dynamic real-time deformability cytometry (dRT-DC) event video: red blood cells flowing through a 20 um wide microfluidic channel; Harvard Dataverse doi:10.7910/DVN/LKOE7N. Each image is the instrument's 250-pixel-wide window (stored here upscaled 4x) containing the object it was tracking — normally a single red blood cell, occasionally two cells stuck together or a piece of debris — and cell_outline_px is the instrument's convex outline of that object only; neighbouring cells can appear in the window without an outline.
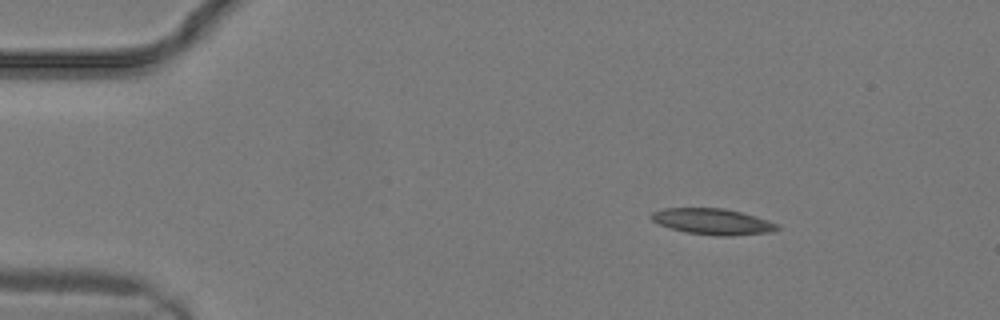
{"species": "common noctule bat (a hibernating species)", "species_latin": "Nyctalus noctula", "temperature_condition": "warm", "stored_images_in_passage": 10, "camera_frame_rate_fps": 3000, "um_per_image_px": 0.085, "animal": {"sex": "male", "body_mass_g": 19.2, "forearm_length_mm": 51.8}, "frame": {"image": 1, "passage_image": 1, "time_ms": 0.0, "image_size_px": [1000, 320], "cell_outline_px": [[780, 228], [772, 232], [732, 236], [716, 236], [684, 232], [660, 224], [652, 220], [648, 216], [652, 212], [664, 208], [724, 208], [756, 216], [780, 224]], "centroid_in_image_um": [60.6, 18.84], "position_along_channel_um": 24.4, "area_um2": 19.25}}
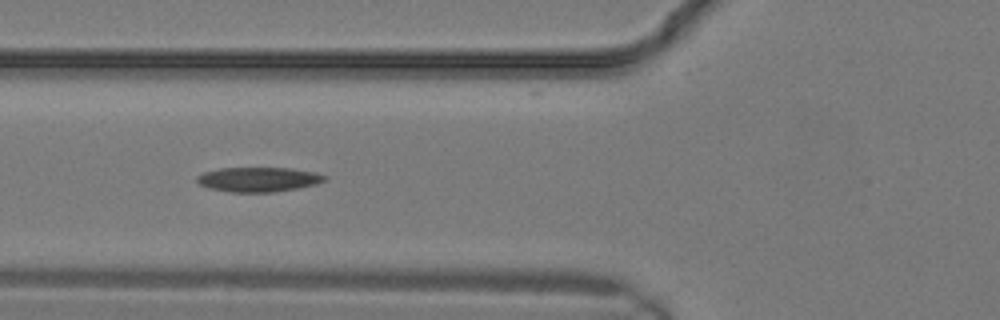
{"frame": {"image": 2, "passage_image": 7, "time_ms": 2.0, "image_size_px": [1000, 320], "cell_outline_px": [[328, 176], [324, 180], [316, 184], [296, 188], [272, 192], [232, 192], [208, 188], [200, 184], [196, 180], [196, 176], [204, 172], [220, 168], [292, 168], [316, 172]], "centroid_in_image_um": [21.96, 15.24], "position_along_channel_um": 103.8, "area_um2": 18.26}}
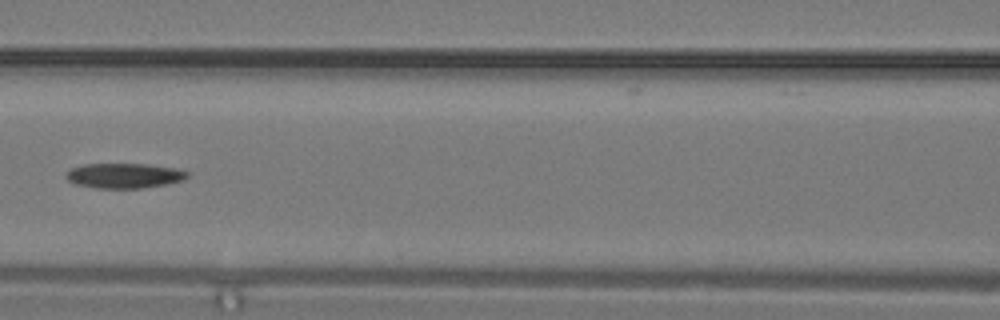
{"frame": {"image": 3, "passage_image": 9, "time_ms": 2.667, "image_size_px": [1000, 320], "cell_outline_px": [[188, 176], [184, 180], [164, 184], [140, 188], [96, 188], [76, 184], [68, 180], [64, 176], [72, 168], [84, 164], [148, 164], [180, 168], [188, 172]], "centroid_in_image_um": [10.58, 14.92], "position_along_channel_um": 156.0, "area_um2": 17.63}}